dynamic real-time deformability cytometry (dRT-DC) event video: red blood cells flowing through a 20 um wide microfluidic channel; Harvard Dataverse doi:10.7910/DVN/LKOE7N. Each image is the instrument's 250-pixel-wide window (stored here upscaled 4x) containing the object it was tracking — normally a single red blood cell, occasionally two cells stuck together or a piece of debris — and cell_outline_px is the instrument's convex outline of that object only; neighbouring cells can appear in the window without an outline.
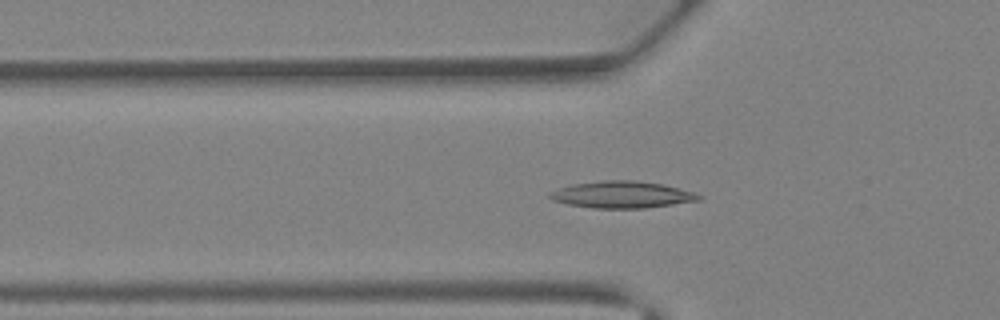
{"species": "Egyptian fruit bat (a non-hibernating species)", "species_latin": "Rousettus aegyptiacus", "temperature_condition": "warm", "stored_images_in_passage": 39, "camera_frame_rate_fps": 3000, "um_per_image_px": 0.085, "animal": {"sex": "female"}, "frame": {"image": 1, "passage_image": 13, "time_ms": 4.0, "image_size_px": [1000, 320], "cell_outline_px": [[704, 196], [700, 200], [644, 208], [592, 208], [568, 204], [552, 200], [548, 196], [548, 192], [572, 184], [604, 180], [636, 180], [664, 184], [696, 192]], "centroid_in_image_um": [52.89, 16.54], "position_along_channel_um": 72.9, "area_um2": 23.41}}
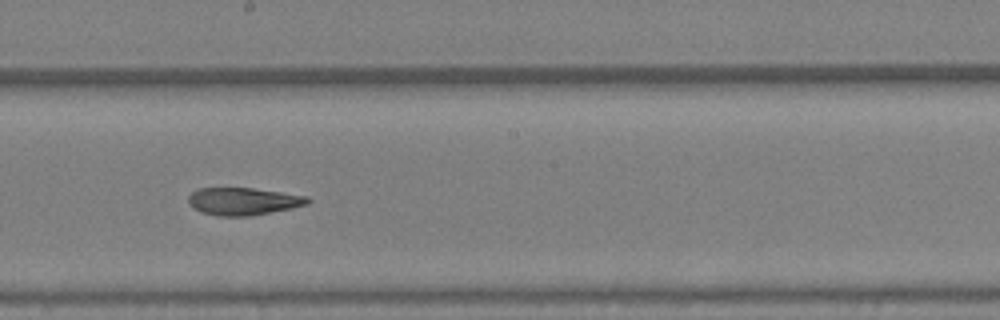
{"frame": {"image": 2, "passage_image": 22, "time_ms": 7.0, "image_size_px": [1000, 320], "cell_outline_px": [[312, 200], [308, 204], [292, 208], [248, 216], [216, 216], [200, 212], [188, 204], [188, 196], [192, 192], [200, 188], [252, 188], [308, 196]], "centroid_in_image_um": [20.66, 17.11], "position_along_channel_um": 227.5, "area_um2": 19.13}}
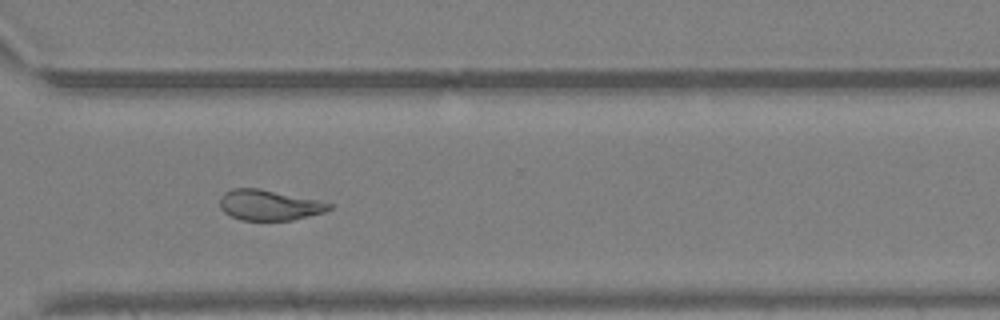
{"frame": {"image": 3, "passage_image": 29, "time_ms": 9.333, "image_size_px": [1000, 320], "cell_outline_px": [[332, 208], [324, 212], [292, 220], [240, 220], [224, 212], [220, 208], [220, 196], [224, 192], [232, 188], [260, 188], [320, 200], [332, 204]], "centroid_in_image_um": [22.87, 17.42], "position_along_channel_um": 347.7, "area_um2": 19.54}}